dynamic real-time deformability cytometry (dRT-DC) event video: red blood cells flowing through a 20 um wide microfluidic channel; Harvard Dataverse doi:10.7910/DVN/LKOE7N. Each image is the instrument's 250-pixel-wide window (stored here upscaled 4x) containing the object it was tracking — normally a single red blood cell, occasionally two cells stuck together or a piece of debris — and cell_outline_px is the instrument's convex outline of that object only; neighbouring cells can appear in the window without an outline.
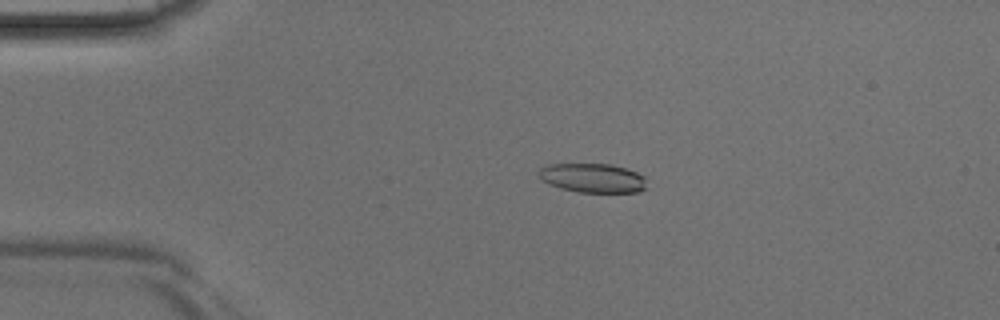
{"species": "Egyptian fruit bat (a non-hibernating species)", "species_latin": "Rousettus aegyptiacus", "temperature_condition": "room temperature", "stored_images_in_passage": 45, "camera_frame_rate_fps": 3000, "um_per_image_px": 0.085, "animal": {"sex": "male"}, "frame": {"image": 1, "passage_image": 10, "time_ms": 3.0, "image_size_px": [1000, 320], "cell_outline_px": [[648, 188], [640, 192], [580, 192], [560, 188], [548, 184], [540, 180], [536, 176], [540, 168], [548, 164], [612, 164], [636, 172], [644, 176]], "centroid_in_image_um": [50.36, 15.13], "position_along_channel_um": 34.6, "area_um2": 18.61}}
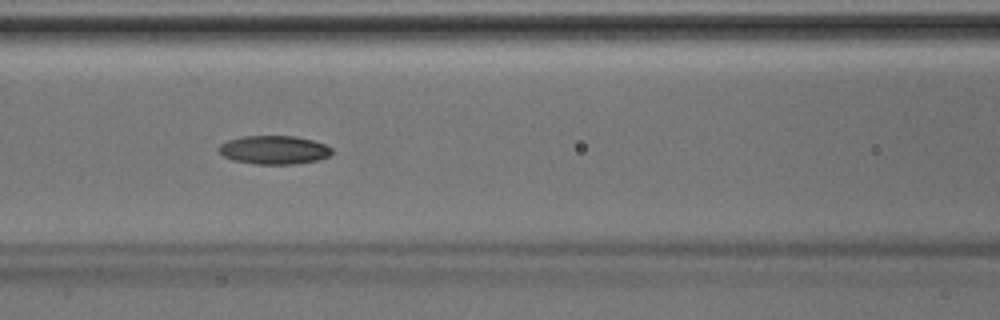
{"frame": {"image": 2, "passage_image": 20, "time_ms": 6.333, "image_size_px": [1000, 320], "cell_outline_px": [[332, 152], [328, 156], [316, 160], [292, 164], [256, 164], [232, 160], [224, 156], [220, 152], [220, 144], [228, 140], [240, 136], [296, 136], [312, 140], [324, 144], [332, 148]], "centroid_in_image_um": [23.28, 12.73], "position_along_channel_um": 143.3, "area_um2": 18.67}}
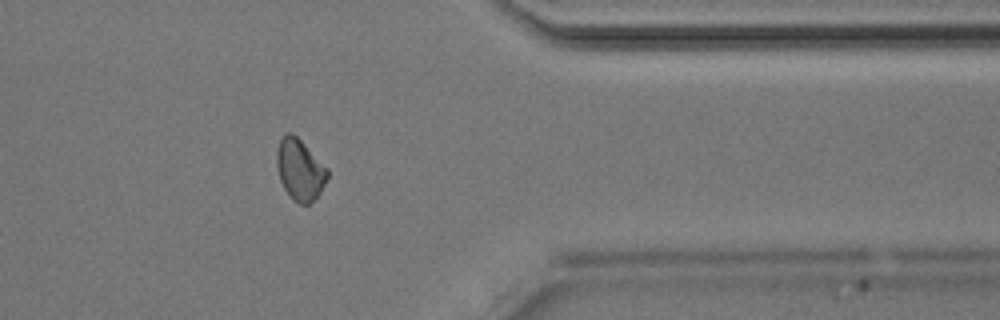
{"frame": {"image": 3, "passage_image": 37, "time_ms": 12.0, "image_size_px": [1000, 320], "cell_outline_px": [[328, 176], [320, 192], [308, 204], [300, 204], [292, 200], [284, 188], [280, 180], [276, 164], [276, 152], [280, 136], [288, 132], [292, 132], [328, 168]], "centroid_in_image_um": [25.46, 14.4], "position_along_channel_um": 385.9, "area_um2": 18.03}}